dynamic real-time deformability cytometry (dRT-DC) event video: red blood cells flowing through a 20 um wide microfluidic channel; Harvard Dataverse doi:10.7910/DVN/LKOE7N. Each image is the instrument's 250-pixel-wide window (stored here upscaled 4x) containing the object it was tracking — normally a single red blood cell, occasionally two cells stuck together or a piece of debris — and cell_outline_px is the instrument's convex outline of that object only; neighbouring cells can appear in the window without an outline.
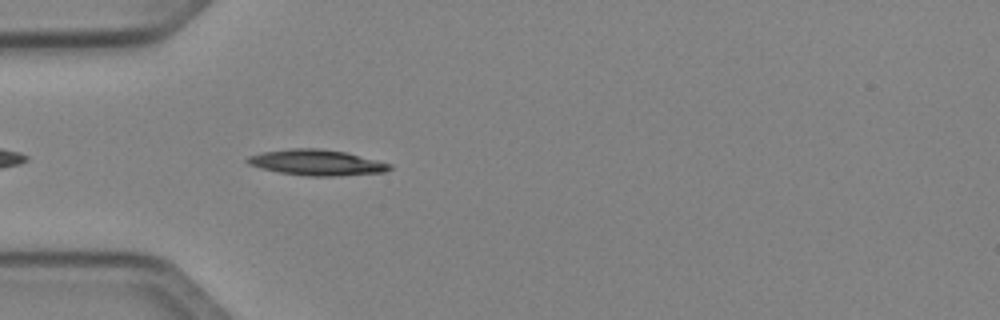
{"species": "Egyptian fruit bat (a non-hibernating species)", "species_latin": "Rousettus aegyptiacus", "temperature_condition": "cold", "stored_images_in_passage": 7, "camera_frame_rate_fps": 3000, "um_per_image_px": 0.085, "animal": {"sex": "female"}, "frame": {"image": 1, "passage_image": 3, "time_ms": 0.667, "image_size_px": [1000, 320], "cell_outline_px": [[392, 168], [384, 172], [336, 176], [308, 176], [280, 172], [248, 164], [244, 160], [248, 156], [264, 152], [292, 148], [320, 148], [344, 152], [392, 164]], "centroid_in_image_um": [26.92, 13.81], "position_along_channel_um": 58.1, "area_um2": 21.04}}